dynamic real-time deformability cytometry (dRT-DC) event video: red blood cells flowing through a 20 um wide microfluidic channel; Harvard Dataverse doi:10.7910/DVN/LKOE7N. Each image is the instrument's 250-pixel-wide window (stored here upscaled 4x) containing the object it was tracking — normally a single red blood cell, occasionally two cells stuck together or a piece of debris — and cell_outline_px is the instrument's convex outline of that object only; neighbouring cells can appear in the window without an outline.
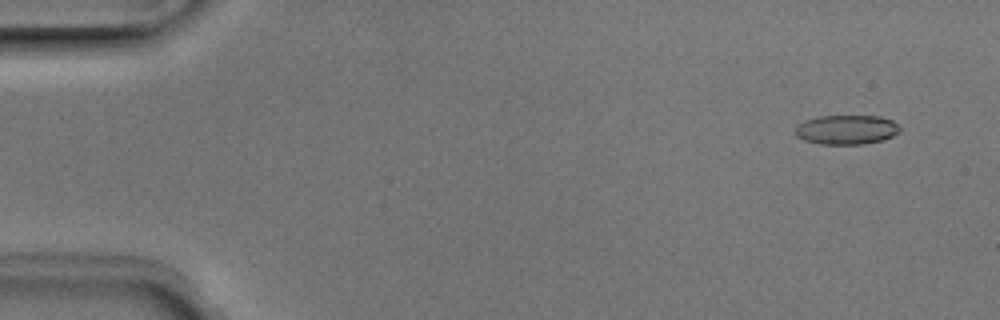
{"species": "Egyptian fruit bat (a non-hibernating species)", "species_latin": "Rousettus aegyptiacus", "temperature_condition": "room temperature", "stored_images_in_passage": 52, "camera_frame_rate_fps": 3000, "um_per_image_px": 0.085, "animal": {"sex": "male"}, "frame": {"image": 1, "passage_image": 4, "time_ms": 1.0, "image_size_px": [1000, 320], "cell_outline_px": [[900, 132], [884, 140], [864, 144], [820, 144], [804, 140], [796, 136], [796, 124], [804, 120], [820, 116], [880, 116], [892, 120], [900, 128]], "centroid_in_image_um": [71.95, 11.02], "position_along_channel_um": 13.1, "area_um2": 18.03}}
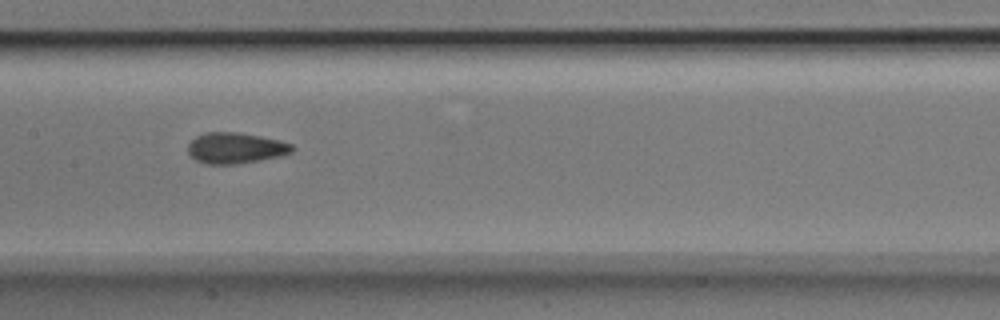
{"frame": {"image": 2, "passage_image": 26, "time_ms": 8.333, "image_size_px": [1000, 320], "cell_outline_px": [[296, 148], [292, 152], [280, 156], [260, 160], [236, 164], [204, 164], [196, 160], [188, 152], [188, 144], [196, 136], [204, 132], [236, 132], [260, 136], [280, 140], [292, 144]], "centroid_in_image_um": [20.03, 12.58], "position_along_channel_um": 187.4, "area_um2": 18.84}}
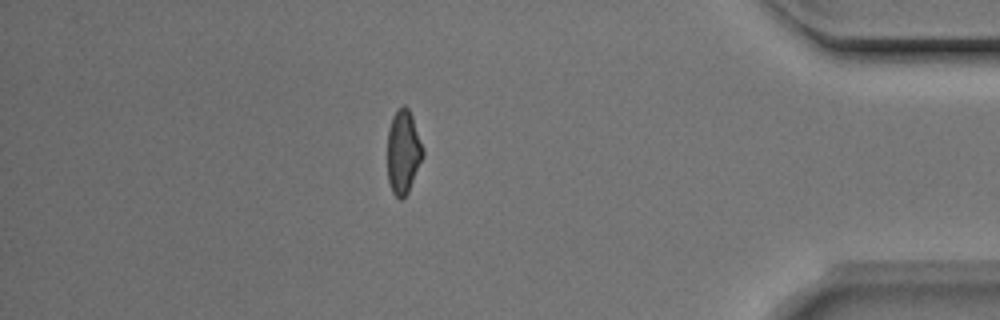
{"frame": {"image": 3, "passage_image": 45, "time_ms": 14.667, "image_size_px": [1000, 320], "cell_outline_px": [[424, 156], [408, 192], [400, 200], [392, 192], [388, 180], [388, 128], [392, 116], [404, 104], [408, 108], [412, 116], [424, 152]], "centroid_in_image_um": [34.27, 12.92], "position_along_channel_um": 400.9, "area_um2": 17.17}, "authors_computed_cell_mechanics": {"area_um2": 18.2648, "velocity_mm_per_s": 3.9848, "shape_relaxation_time_tau1_ms": 4.9767, "shape_relaxation_time_tau2_ms": 1.7023, "deformation_change_tau1": 0.1299, "deformation_change_tau2": 0.0792}}